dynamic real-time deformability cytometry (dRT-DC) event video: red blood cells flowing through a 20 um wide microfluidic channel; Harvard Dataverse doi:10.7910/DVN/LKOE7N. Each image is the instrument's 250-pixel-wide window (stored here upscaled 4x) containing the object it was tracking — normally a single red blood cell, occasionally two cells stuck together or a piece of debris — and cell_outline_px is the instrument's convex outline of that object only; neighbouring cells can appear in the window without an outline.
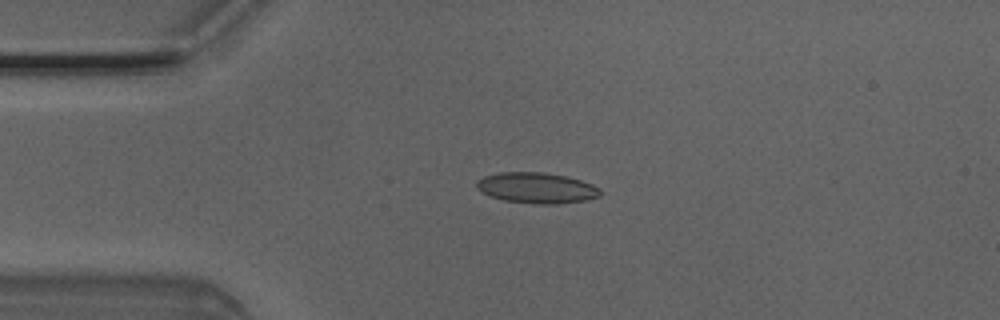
{"species": "Egyptian fruit bat (a non-hibernating species)", "species_latin": "Rousettus aegyptiacus", "temperature_condition": "room temperature", "stored_images_in_passage": 3, "camera_frame_rate_fps": 3000, "um_per_image_px": 0.085, "animal": {"sex": "male"}, "frame": {"image": 1, "passage_image": 2, "time_ms": 0.333, "image_size_px": [1000, 320], "cell_outline_px": [[604, 192], [600, 196], [584, 200], [556, 204], [532, 204], [504, 200], [488, 196], [476, 188], [476, 180], [484, 176], [500, 172], [544, 172], [568, 176], [592, 184], [600, 188]], "centroid_in_image_um": [45.61, 15.97], "position_along_channel_um": 39.4, "area_um2": 22.43}}